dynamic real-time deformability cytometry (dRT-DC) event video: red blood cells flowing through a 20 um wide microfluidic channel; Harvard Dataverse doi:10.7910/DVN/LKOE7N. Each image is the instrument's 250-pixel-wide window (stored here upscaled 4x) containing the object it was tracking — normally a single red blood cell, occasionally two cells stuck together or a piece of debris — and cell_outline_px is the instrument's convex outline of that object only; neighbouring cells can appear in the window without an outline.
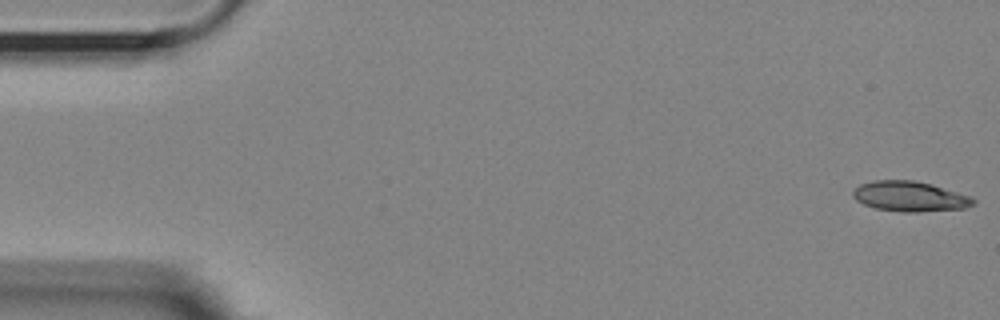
{"species": "Egyptian fruit bat (a non-hibernating species)", "species_latin": "Rousettus aegyptiacus", "temperature_condition": "room temperature", "stored_images_in_passage": 55, "camera_frame_rate_fps": 3000, "um_per_image_px": 0.085, "animal": {"sex": "female"}, "frame": {"image": 1, "passage_image": 1, "time_ms": 0.0, "image_size_px": [1000, 320], "cell_outline_px": [[976, 204], [964, 208], [916, 212], [904, 212], [876, 208], [864, 204], [856, 200], [852, 196], [852, 192], [860, 184], [872, 180], [912, 180], [932, 184], [972, 196], [976, 200]], "centroid_in_image_um": [77.36, 16.69], "position_along_channel_um": 7.6, "area_um2": 21.21}}
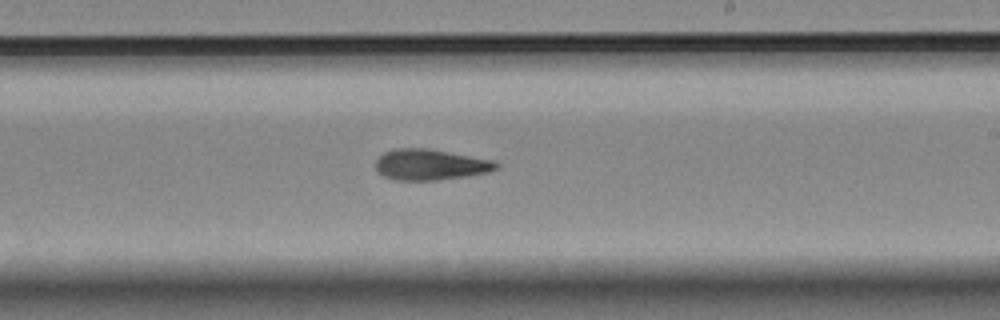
{"frame": {"image": 2, "passage_image": 32, "time_ms": 10.333, "image_size_px": [1000, 320], "cell_outline_px": [[500, 164], [496, 168], [488, 172], [468, 176], [436, 180], [396, 180], [384, 176], [376, 168], [376, 160], [384, 152], [392, 148], [428, 148], [492, 160]], "centroid_in_image_um": [36.56, 13.99], "position_along_channel_um": 252.4, "area_um2": 21.56}}
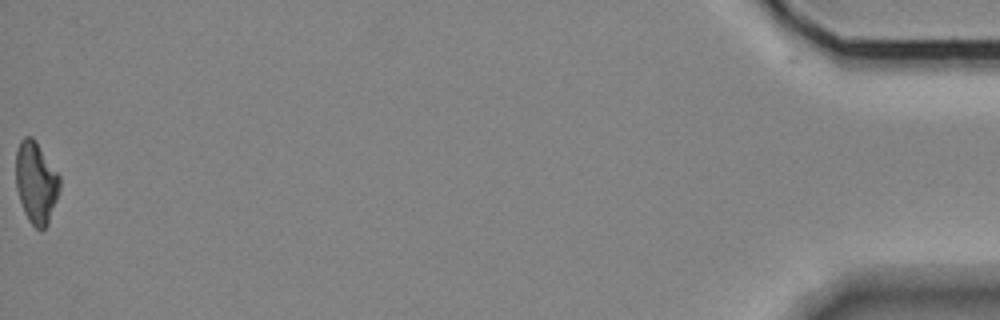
{"frame": {"image": 3, "passage_image": 55, "time_ms": 18.0, "image_size_px": [1000, 320], "cell_outline_px": [[60, 188], [48, 224], [40, 232], [28, 220], [24, 212], [16, 188], [16, 152], [20, 140], [24, 136], [32, 136], [36, 140], [60, 176]], "centroid_in_image_um": [3.06, 15.5], "position_along_channel_um": 432.1, "area_um2": 20.98}, "authors_computed_cell_mechanics": {"area_um2": 21.0392, "velocity_mm_per_s": 3.6306, "shape_relaxation_time_tau1_ms": null, "shape_relaxation_time_tau2_ms": 6.7819, "deformation_change_tau1": null, "deformation_change_tau2": 0.1625}}